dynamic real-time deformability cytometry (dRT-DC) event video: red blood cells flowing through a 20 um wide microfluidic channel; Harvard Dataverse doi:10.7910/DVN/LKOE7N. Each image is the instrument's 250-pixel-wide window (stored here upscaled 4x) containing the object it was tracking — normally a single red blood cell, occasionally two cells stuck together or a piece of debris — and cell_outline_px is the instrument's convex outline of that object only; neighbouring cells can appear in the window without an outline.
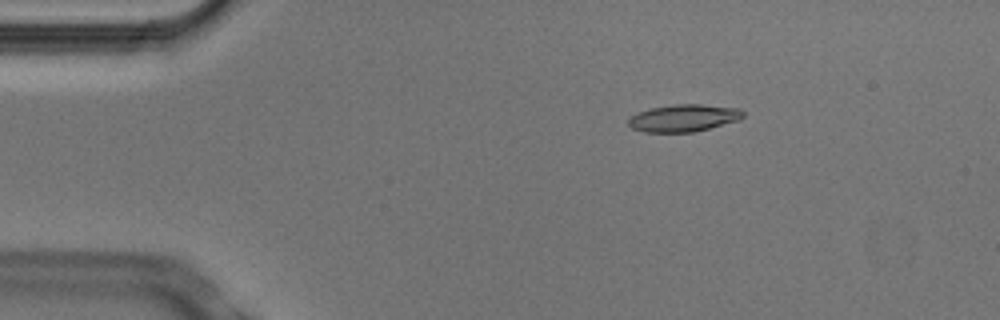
{"species": "Egyptian fruit bat (a non-hibernating species)", "species_latin": "Rousettus aegyptiacus", "temperature_condition": "cold", "stored_images_in_passage": 5, "camera_frame_rate_fps": 3000, "um_per_image_px": 0.085, "animal": {"sex": "male"}, "frame": {"image": 1, "passage_image": 2, "time_ms": 0.333, "image_size_px": [1000, 320], "cell_outline_px": [[744, 116], [740, 120], [692, 132], [644, 132], [632, 128], [628, 124], [628, 120], [632, 116], [640, 112], [652, 108], [676, 104], [700, 104], [740, 108], [744, 112]], "centroid_in_image_um": [58.15, 10.03], "position_along_channel_um": 26.9, "area_um2": 18.03}}